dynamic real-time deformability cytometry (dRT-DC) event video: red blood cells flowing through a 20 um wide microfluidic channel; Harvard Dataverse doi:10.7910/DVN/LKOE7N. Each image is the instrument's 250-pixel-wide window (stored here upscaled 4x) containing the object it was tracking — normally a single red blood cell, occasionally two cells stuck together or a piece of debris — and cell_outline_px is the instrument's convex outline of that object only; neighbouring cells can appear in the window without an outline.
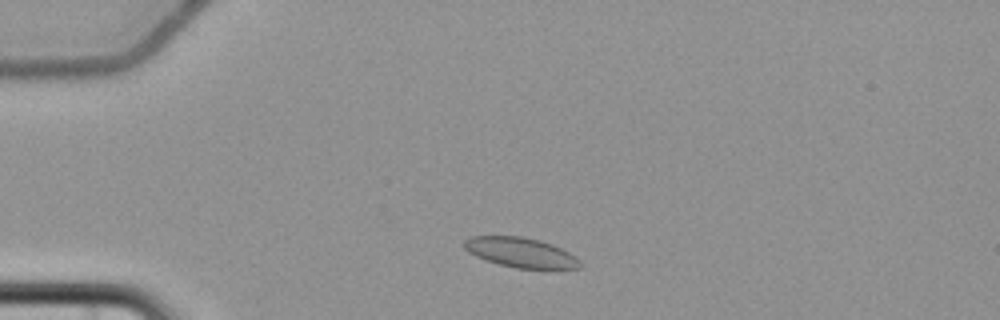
{"species": "common noctule bat (a hibernating species)", "species_latin": "Nyctalus noctula", "temperature_condition": "cold", "stored_images_in_passage": 2, "camera_frame_rate_fps": 3000, "um_per_image_px": 0.085, "animal": {"sex": "female", "body_mass_g": 22.7, "forearm_length_mm": 54.2}, "frame": {"image": 1, "passage_image": 1, "time_ms": 0.0, "image_size_px": [1000, 320], "cell_outline_px": [[584, 264], [580, 268], [516, 268], [500, 264], [476, 256], [468, 252], [464, 248], [464, 240], [468, 236], [520, 236], [540, 240], [552, 244], [576, 256]], "centroid_in_image_um": [44.27, 21.45], "position_along_channel_um": 40.7, "area_um2": 20.06}}
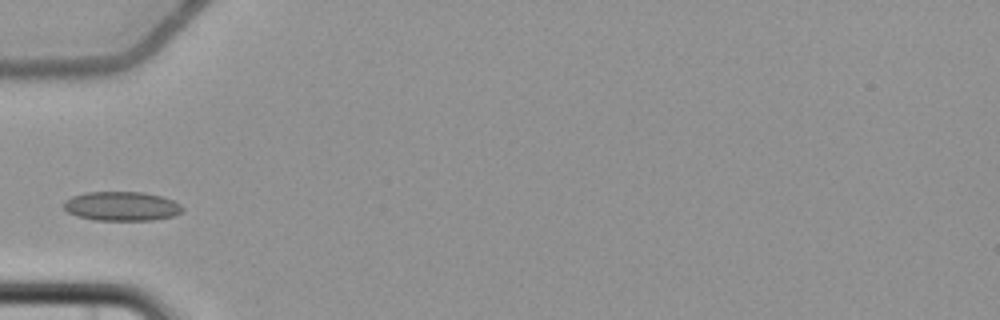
{"frame": {"image": 2, "passage_image": 2, "time_ms": 2.0, "image_size_px": [1000, 320], "cell_outline_px": [[184, 208], [176, 216], [152, 220], [92, 220], [76, 216], [68, 212], [64, 208], [64, 200], [72, 196], [84, 192], [144, 192], [160, 196], [172, 200], [180, 204]], "centroid_in_image_um": [10.32, 17.53], "position_along_channel_um": 74.7, "area_um2": 20.35}}